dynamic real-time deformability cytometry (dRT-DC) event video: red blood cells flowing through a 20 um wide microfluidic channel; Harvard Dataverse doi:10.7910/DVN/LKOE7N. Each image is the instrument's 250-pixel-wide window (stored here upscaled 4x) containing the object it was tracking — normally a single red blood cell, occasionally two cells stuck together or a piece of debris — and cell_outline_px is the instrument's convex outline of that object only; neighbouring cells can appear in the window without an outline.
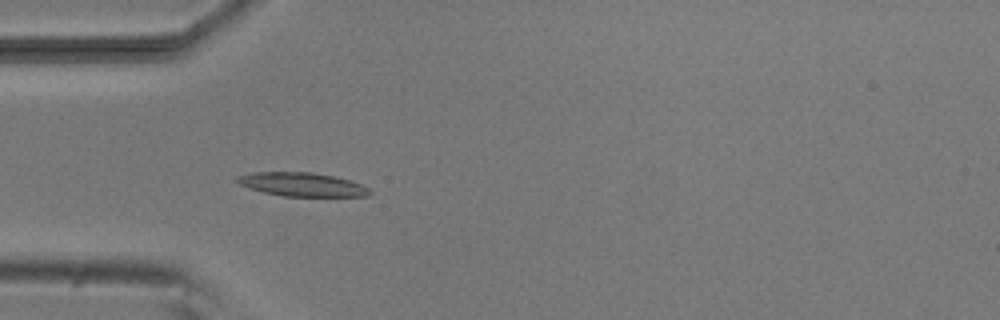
{"species": "common noctule bat (a hibernating species)", "species_latin": "Nyctalus noctula", "temperature_condition": "room temperature", "stored_images_in_passage": 5, "camera_frame_rate_fps": 3000, "um_per_image_px": 0.085, "animal": {"sex": "male", "body_mass_g": 20.5, "forearm_length_mm": 52.5}, "frame": {"image": 1, "passage_image": 5, "time_ms": 4.667, "image_size_px": [1000, 320], "cell_outline_px": [[372, 192], [368, 196], [284, 196], [264, 192], [240, 184], [236, 180], [240, 176], [256, 172], [312, 172], [332, 176], [348, 180], [360, 184], [368, 188]], "centroid_in_image_um": [25.72, 15.68], "position_along_channel_um": 59.3, "area_um2": 17.86}}